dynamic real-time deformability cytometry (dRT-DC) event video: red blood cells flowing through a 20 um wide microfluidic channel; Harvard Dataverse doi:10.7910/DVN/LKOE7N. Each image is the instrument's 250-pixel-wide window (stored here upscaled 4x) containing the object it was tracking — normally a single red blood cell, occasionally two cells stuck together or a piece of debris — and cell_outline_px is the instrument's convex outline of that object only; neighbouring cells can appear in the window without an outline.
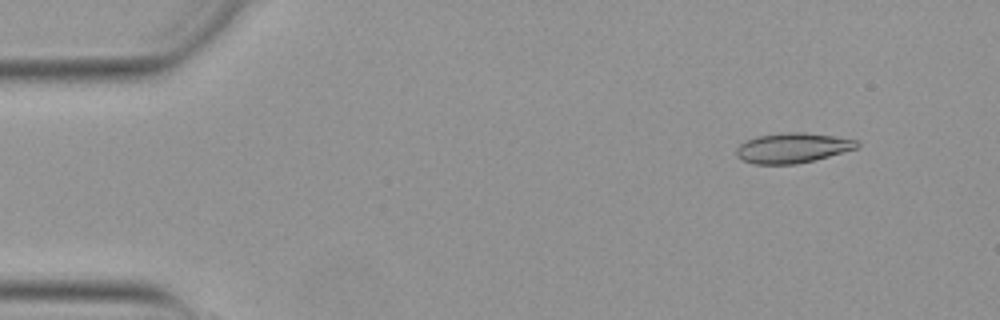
{"species": "Egyptian fruit bat (a non-hibernating species)", "species_latin": "Rousettus aegyptiacus", "temperature_condition": "warm", "stored_images_in_passage": 52, "camera_frame_rate_fps": 3000, "um_per_image_px": 0.085, "animal": {"sex": "female"}, "frame": {"image": 1, "passage_image": 5, "time_ms": 1.333, "image_size_px": [1000, 320], "cell_outline_px": [[860, 148], [796, 164], [752, 164], [736, 156], [736, 148], [744, 140], [756, 136], [784, 132], [804, 132], [860, 140]], "centroid_in_image_um": [67.37, 12.56], "position_along_channel_um": 17.6, "area_um2": 21.27}}
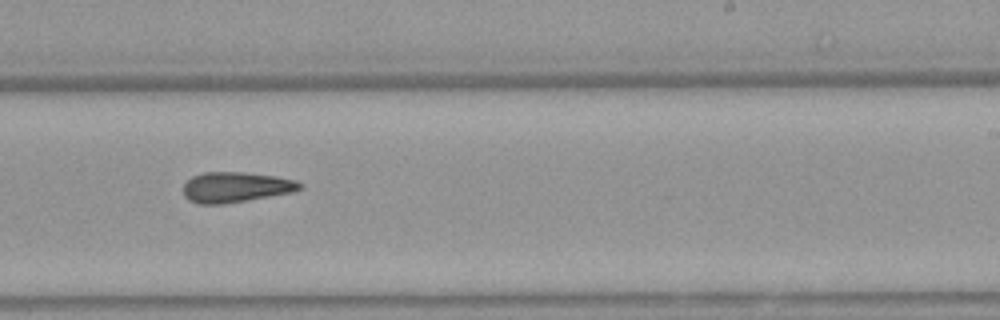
{"frame": {"image": 2, "passage_image": 32, "time_ms": 10.333, "image_size_px": [1000, 320], "cell_outline_px": [[304, 188], [292, 192], [248, 200], [224, 204], [200, 204], [188, 200], [184, 196], [184, 184], [192, 176], [204, 172], [244, 172], [276, 176], [296, 180], [304, 184]], "centroid_in_image_um": [20.06, 15.91], "position_along_channel_um": 268.9, "area_um2": 20.75}}
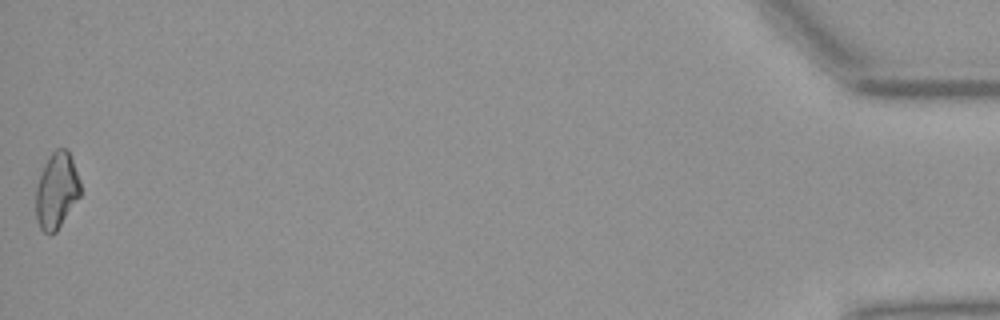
{"frame": {"image": 3, "passage_image": 52, "time_ms": 17.0, "image_size_px": [1000, 320], "cell_outline_px": [[80, 196], [56, 232], [48, 236], [40, 228], [36, 220], [36, 188], [44, 164], [48, 156], [56, 148], [64, 148], [68, 152], [72, 160], [80, 180]], "centroid_in_image_um": [4.8, 16.23], "position_along_channel_um": 430.4, "area_um2": 19.71}, "authors_computed_cell_mechanics": {"area_um2": 20.5768, "velocity_mm_per_s": 3.9091, "shape_relaxation_time_tau1_ms": null, "shape_relaxation_time_tau2_ms": 3.5429, "deformation_change_tau1": null, "deformation_change_tau2": 0.1249}}